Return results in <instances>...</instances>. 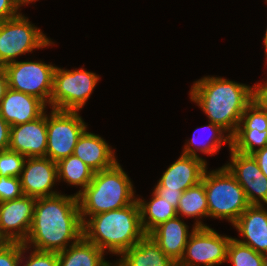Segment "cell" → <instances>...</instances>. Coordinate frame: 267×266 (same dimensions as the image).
Returning a JSON list of instances; mask_svg holds the SVG:
<instances>
[{"mask_svg":"<svg viewBox=\"0 0 267 266\" xmlns=\"http://www.w3.org/2000/svg\"><path fill=\"white\" fill-rule=\"evenodd\" d=\"M51 44H53L52 41L39 28L30 23L22 13L11 19L0 21L2 69L8 63L16 61L15 58L19 55Z\"/></svg>","mask_w":267,"mask_h":266,"instance_id":"obj_7","label":"cell"},{"mask_svg":"<svg viewBox=\"0 0 267 266\" xmlns=\"http://www.w3.org/2000/svg\"><path fill=\"white\" fill-rule=\"evenodd\" d=\"M26 157L9 149L0 151V175L20 178Z\"/></svg>","mask_w":267,"mask_h":266,"instance_id":"obj_29","label":"cell"},{"mask_svg":"<svg viewBox=\"0 0 267 266\" xmlns=\"http://www.w3.org/2000/svg\"><path fill=\"white\" fill-rule=\"evenodd\" d=\"M251 155L255 158L262 173L267 177V146L262 149L256 150Z\"/></svg>","mask_w":267,"mask_h":266,"instance_id":"obj_37","label":"cell"},{"mask_svg":"<svg viewBox=\"0 0 267 266\" xmlns=\"http://www.w3.org/2000/svg\"><path fill=\"white\" fill-rule=\"evenodd\" d=\"M137 202L142 228L146 234H149L159 224L178 216L177 209L154 191L149 202L140 198H137Z\"/></svg>","mask_w":267,"mask_h":266,"instance_id":"obj_22","label":"cell"},{"mask_svg":"<svg viewBox=\"0 0 267 266\" xmlns=\"http://www.w3.org/2000/svg\"><path fill=\"white\" fill-rule=\"evenodd\" d=\"M177 215L188 218L198 217V219L209 217L208 202L202 181L182 193L177 207Z\"/></svg>","mask_w":267,"mask_h":266,"instance_id":"obj_25","label":"cell"},{"mask_svg":"<svg viewBox=\"0 0 267 266\" xmlns=\"http://www.w3.org/2000/svg\"><path fill=\"white\" fill-rule=\"evenodd\" d=\"M227 261L233 266H263V255L231 238L227 249Z\"/></svg>","mask_w":267,"mask_h":266,"instance_id":"obj_27","label":"cell"},{"mask_svg":"<svg viewBox=\"0 0 267 266\" xmlns=\"http://www.w3.org/2000/svg\"><path fill=\"white\" fill-rule=\"evenodd\" d=\"M78 196L55 195L36 198L33 221L24 245L48 252H60L83 236ZM31 244V245H29Z\"/></svg>","mask_w":267,"mask_h":266,"instance_id":"obj_1","label":"cell"},{"mask_svg":"<svg viewBox=\"0 0 267 266\" xmlns=\"http://www.w3.org/2000/svg\"><path fill=\"white\" fill-rule=\"evenodd\" d=\"M209 123H210L209 125L200 127V129L201 128L209 129L210 134L207 135V139L206 140L202 139L199 142L196 141L197 135L195 132L199 130V128L195 129V132L193 133V138L187 141L186 145L184 146V150L182 153L183 155L199 157L196 151H200L204 154L212 156L216 154L219 151V149H221L224 143H228L229 149H231V135L229 134L224 135V132L227 133L226 130H224L221 126L217 124H214L212 122Z\"/></svg>","mask_w":267,"mask_h":266,"instance_id":"obj_23","label":"cell"},{"mask_svg":"<svg viewBox=\"0 0 267 266\" xmlns=\"http://www.w3.org/2000/svg\"><path fill=\"white\" fill-rule=\"evenodd\" d=\"M35 202V197L22 195L0 203V235L6 242H25L33 221Z\"/></svg>","mask_w":267,"mask_h":266,"instance_id":"obj_12","label":"cell"},{"mask_svg":"<svg viewBox=\"0 0 267 266\" xmlns=\"http://www.w3.org/2000/svg\"><path fill=\"white\" fill-rule=\"evenodd\" d=\"M9 88L7 74L3 69H0V101L5 96Z\"/></svg>","mask_w":267,"mask_h":266,"instance_id":"obj_38","label":"cell"},{"mask_svg":"<svg viewBox=\"0 0 267 266\" xmlns=\"http://www.w3.org/2000/svg\"><path fill=\"white\" fill-rule=\"evenodd\" d=\"M16 5L20 8L23 5L32 3L33 1H37V0H14Z\"/></svg>","mask_w":267,"mask_h":266,"instance_id":"obj_39","label":"cell"},{"mask_svg":"<svg viewBox=\"0 0 267 266\" xmlns=\"http://www.w3.org/2000/svg\"><path fill=\"white\" fill-rule=\"evenodd\" d=\"M136 200L133 184L117 161L108 169L94 172L89 185L78 195L82 223L87 216L120 209Z\"/></svg>","mask_w":267,"mask_h":266,"instance_id":"obj_4","label":"cell"},{"mask_svg":"<svg viewBox=\"0 0 267 266\" xmlns=\"http://www.w3.org/2000/svg\"><path fill=\"white\" fill-rule=\"evenodd\" d=\"M22 257H23V258H26V257H24V256L21 254V259H20V261H18L14 266H19V264L23 262V260H22L23 258H22ZM24 266H25V265H24Z\"/></svg>","mask_w":267,"mask_h":266,"instance_id":"obj_43","label":"cell"},{"mask_svg":"<svg viewBox=\"0 0 267 266\" xmlns=\"http://www.w3.org/2000/svg\"><path fill=\"white\" fill-rule=\"evenodd\" d=\"M0 69H2V55H1V52H0Z\"/></svg>","mask_w":267,"mask_h":266,"instance_id":"obj_44","label":"cell"},{"mask_svg":"<svg viewBox=\"0 0 267 266\" xmlns=\"http://www.w3.org/2000/svg\"><path fill=\"white\" fill-rule=\"evenodd\" d=\"M71 243L68 248L57 253L59 266H110L112 264L103 258L104 251L83 236L76 243Z\"/></svg>","mask_w":267,"mask_h":266,"instance_id":"obj_21","label":"cell"},{"mask_svg":"<svg viewBox=\"0 0 267 266\" xmlns=\"http://www.w3.org/2000/svg\"><path fill=\"white\" fill-rule=\"evenodd\" d=\"M29 248L20 242H6L0 246V266H14Z\"/></svg>","mask_w":267,"mask_h":266,"instance_id":"obj_30","label":"cell"},{"mask_svg":"<svg viewBox=\"0 0 267 266\" xmlns=\"http://www.w3.org/2000/svg\"><path fill=\"white\" fill-rule=\"evenodd\" d=\"M25 266H59L57 252L33 249Z\"/></svg>","mask_w":267,"mask_h":266,"instance_id":"obj_32","label":"cell"},{"mask_svg":"<svg viewBox=\"0 0 267 266\" xmlns=\"http://www.w3.org/2000/svg\"><path fill=\"white\" fill-rule=\"evenodd\" d=\"M230 163L224 165L244 189L250 205L267 204V177L251 154L230 149ZM262 202V203H261Z\"/></svg>","mask_w":267,"mask_h":266,"instance_id":"obj_11","label":"cell"},{"mask_svg":"<svg viewBox=\"0 0 267 266\" xmlns=\"http://www.w3.org/2000/svg\"><path fill=\"white\" fill-rule=\"evenodd\" d=\"M265 55H266V59H267V47H265Z\"/></svg>","mask_w":267,"mask_h":266,"instance_id":"obj_45","label":"cell"},{"mask_svg":"<svg viewBox=\"0 0 267 266\" xmlns=\"http://www.w3.org/2000/svg\"><path fill=\"white\" fill-rule=\"evenodd\" d=\"M190 99L200 106L209 122L221 126L232 136L253 101V87L222 77L206 76L193 84Z\"/></svg>","mask_w":267,"mask_h":266,"instance_id":"obj_2","label":"cell"},{"mask_svg":"<svg viewBox=\"0 0 267 266\" xmlns=\"http://www.w3.org/2000/svg\"><path fill=\"white\" fill-rule=\"evenodd\" d=\"M207 162L202 157L181 155L163 172L155 187H166V190L185 191L201 182Z\"/></svg>","mask_w":267,"mask_h":266,"instance_id":"obj_15","label":"cell"},{"mask_svg":"<svg viewBox=\"0 0 267 266\" xmlns=\"http://www.w3.org/2000/svg\"><path fill=\"white\" fill-rule=\"evenodd\" d=\"M58 180L61 179L70 185L82 187L75 195L78 196L91 182L94 171L81 159L74 155L57 162Z\"/></svg>","mask_w":267,"mask_h":266,"instance_id":"obj_24","label":"cell"},{"mask_svg":"<svg viewBox=\"0 0 267 266\" xmlns=\"http://www.w3.org/2000/svg\"><path fill=\"white\" fill-rule=\"evenodd\" d=\"M73 155L81 159L94 172L112 167L117 159L112 148L99 135L86 130L79 137Z\"/></svg>","mask_w":267,"mask_h":266,"instance_id":"obj_19","label":"cell"},{"mask_svg":"<svg viewBox=\"0 0 267 266\" xmlns=\"http://www.w3.org/2000/svg\"><path fill=\"white\" fill-rule=\"evenodd\" d=\"M82 228L86 240L119 256L146 235L137 200L126 207L90 216Z\"/></svg>","mask_w":267,"mask_h":266,"instance_id":"obj_3","label":"cell"},{"mask_svg":"<svg viewBox=\"0 0 267 266\" xmlns=\"http://www.w3.org/2000/svg\"><path fill=\"white\" fill-rule=\"evenodd\" d=\"M244 240L242 244L258 253L267 252V209L262 205H250L232 224Z\"/></svg>","mask_w":267,"mask_h":266,"instance_id":"obj_17","label":"cell"},{"mask_svg":"<svg viewBox=\"0 0 267 266\" xmlns=\"http://www.w3.org/2000/svg\"><path fill=\"white\" fill-rule=\"evenodd\" d=\"M6 241L3 239V237L0 235V246L4 245Z\"/></svg>","mask_w":267,"mask_h":266,"instance_id":"obj_42","label":"cell"},{"mask_svg":"<svg viewBox=\"0 0 267 266\" xmlns=\"http://www.w3.org/2000/svg\"><path fill=\"white\" fill-rule=\"evenodd\" d=\"M55 67L41 61H14L3 70L7 74L9 88L35 96L50 105Z\"/></svg>","mask_w":267,"mask_h":266,"instance_id":"obj_10","label":"cell"},{"mask_svg":"<svg viewBox=\"0 0 267 266\" xmlns=\"http://www.w3.org/2000/svg\"><path fill=\"white\" fill-rule=\"evenodd\" d=\"M253 100L267 110V81L264 84L259 83L253 86Z\"/></svg>","mask_w":267,"mask_h":266,"instance_id":"obj_35","label":"cell"},{"mask_svg":"<svg viewBox=\"0 0 267 266\" xmlns=\"http://www.w3.org/2000/svg\"><path fill=\"white\" fill-rule=\"evenodd\" d=\"M263 266H267V252L263 253Z\"/></svg>","mask_w":267,"mask_h":266,"instance_id":"obj_40","label":"cell"},{"mask_svg":"<svg viewBox=\"0 0 267 266\" xmlns=\"http://www.w3.org/2000/svg\"><path fill=\"white\" fill-rule=\"evenodd\" d=\"M207 172L206 168L201 181L204 183L209 217L226 219L233 224L250 206L244 189L225 166Z\"/></svg>","mask_w":267,"mask_h":266,"instance_id":"obj_5","label":"cell"},{"mask_svg":"<svg viewBox=\"0 0 267 266\" xmlns=\"http://www.w3.org/2000/svg\"><path fill=\"white\" fill-rule=\"evenodd\" d=\"M10 125L0 114V151L7 150L10 144Z\"/></svg>","mask_w":267,"mask_h":266,"instance_id":"obj_36","label":"cell"},{"mask_svg":"<svg viewBox=\"0 0 267 266\" xmlns=\"http://www.w3.org/2000/svg\"><path fill=\"white\" fill-rule=\"evenodd\" d=\"M79 111L52 109L47 115V150L45 157L52 161L73 155L74 148L87 125ZM49 116V117H48Z\"/></svg>","mask_w":267,"mask_h":266,"instance_id":"obj_9","label":"cell"},{"mask_svg":"<svg viewBox=\"0 0 267 266\" xmlns=\"http://www.w3.org/2000/svg\"><path fill=\"white\" fill-rule=\"evenodd\" d=\"M237 129H257L260 132L266 130L267 110L253 100L244 111Z\"/></svg>","mask_w":267,"mask_h":266,"instance_id":"obj_28","label":"cell"},{"mask_svg":"<svg viewBox=\"0 0 267 266\" xmlns=\"http://www.w3.org/2000/svg\"><path fill=\"white\" fill-rule=\"evenodd\" d=\"M22 195L20 178L0 175V203L15 200Z\"/></svg>","mask_w":267,"mask_h":266,"instance_id":"obj_31","label":"cell"},{"mask_svg":"<svg viewBox=\"0 0 267 266\" xmlns=\"http://www.w3.org/2000/svg\"><path fill=\"white\" fill-rule=\"evenodd\" d=\"M266 2H267V0H266ZM264 45H265V47H267V29H266V33L264 36Z\"/></svg>","mask_w":267,"mask_h":266,"instance_id":"obj_41","label":"cell"},{"mask_svg":"<svg viewBox=\"0 0 267 266\" xmlns=\"http://www.w3.org/2000/svg\"><path fill=\"white\" fill-rule=\"evenodd\" d=\"M18 9L14 0H0V21L18 16Z\"/></svg>","mask_w":267,"mask_h":266,"instance_id":"obj_33","label":"cell"},{"mask_svg":"<svg viewBox=\"0 0 267 266\" xmlns=\"http://www.w3.org/2000/svg\"><path fill=\"white\" fill-rule=\"evenodd\" d=\"M116 263L119 266H175L173 262L146 234L136 245L123 252Z\"/></svg>","mask_w":267,"mask_h":266,"instance_id":"obj_20","label":"cell"},{"mask_svg":"<svg viewBox=\"0 0 267 266\" xmlns=\"http://www.w3.org/2000/svg\"><path fill=\"white\" fill-rule=\"evenodd\" d=\"M232 237L221 236L197 220L185 246L179 266H216L227 262V249Z\"/></svg>","mask_w":267,"mask_h":266,"instance_id":"obj_8","label":"cell"},{"mask_svg":"<svg viewBox=\"0 0 267 266\" xmlns=\"http://www.w3.org/2000/svg\"><path fill=\"white\" fill-rule=\"evenodd\" d=\"M265 146H267V129L261 132L257 129H237L231 136V148L243 154H252Z\"/></svg>","mask_w":267,"mask_h":266,"instance_id":"obj_26","label":"cell"},{"mask_svg":"<svg viewBox=\"0 0 267 266\" xmlns=\"http://www.w3.org/2000/svg\"><path fill=\"white\" fill-rule=\"evenodd\" d=\"M180 220V216L159 224L148 235L158 244L160 249L176 264L183 256L185 246L191 233Z\"/></svg>","mask_w":267,"mask_h":266,"instance_id":"obj_18","label":"cell"},{"mask_svg":"<svg viewBox=\"0 0 267 266\" xmlns=\"http://www.w3.org/2000/svg\"><path fill=\"white\" fill-rule=\"evenodd\" d=\"M110 266H119V265L115 262V264H113V265L111 264Z\"/></svg>","mask_w":267,"mask_h":266,"instance_id":"obj_46","label":"cell"},{"mask_svg":"<svg viewBox=\"0 0 267 266\" xmlns=\"http://www.w3.org/2000/svg\"><path fill=\"white\" fill-rule=\"evenodd\" d=\"M26 159L20 176L23 195L39 198L60 194L52 191V187L58 182L57 162L47 157Z\"/></svg>","mask_w":267,"mask_h":266,"instance_id":"obj_13","label":"cell"},{"mask_svg":"<svg viewBox=\"0 0 267 266\" xmlns=\"http://www.w3.org/2000/svg\"><path fill=\"white\" fill-rule=\"evenodd\" d=\"M159 197L167 200L176 209L179 204V199L182 196L183 191L166 190V187H155L153 190Z\"/></svg>","mask_w":267,"mask_h":266,"instance_id":"obj_34","label":"cell"},{"mask_svg":"<svg viewBox=\"0 0 267 266\" xmlns=\"http://www.w3.org/2000/svg\"><path fill=\"white\" fill-rule=\"evenodd\" d=\"M9 150L26 158L45 157L47 150V114L38 119L11 126Z\"/></svg>","mask_w":267,"mask_h":266,"instance_id":"obj_14","label":"cell"},{"mask_svg":"<svg viewBox=\"0 0 267 266\" xmlns=\"http://www.w3.org/2000/svg\"><path fill=\"white\" fill-rule=\"evenodd\" d=\"M99 79L98 75L83 68L65 70L55 67L51 109L79 111L86 104Z\"/></svg>","mask_w":267,"mask_h":266,"instance_id":"obj_6","label":"cell"},{"mask_svg":"<svg viewBox=\"0 0 267 266\" xmlns=\"http://www.w3.org/2000/svg\"><path fill=\"white\" fill-rule=\"evenodd\" d=\"M46 106L35 96L8 88L0 101V114L10 126H15L38 119Z\"/></svg>","mask_w":267,"mask_h":266,"instance_id":"obj_16","label":"cell"}]
</instances>
